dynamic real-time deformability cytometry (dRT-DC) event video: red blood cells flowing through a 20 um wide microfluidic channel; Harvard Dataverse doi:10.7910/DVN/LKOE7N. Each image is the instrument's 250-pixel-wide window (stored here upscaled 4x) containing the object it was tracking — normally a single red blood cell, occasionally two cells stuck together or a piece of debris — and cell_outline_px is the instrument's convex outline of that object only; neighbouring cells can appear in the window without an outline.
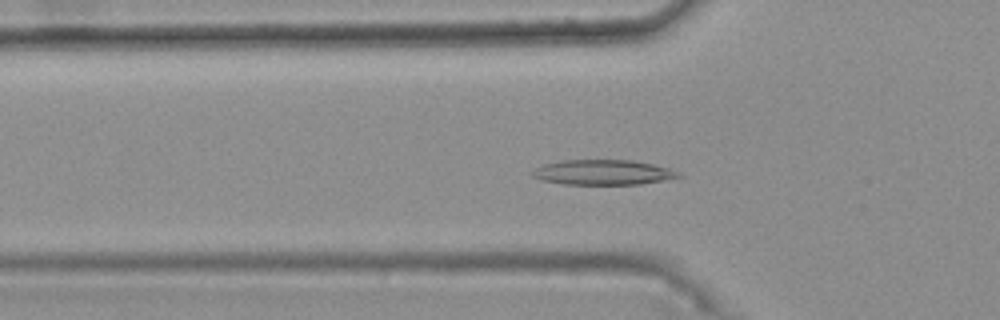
{"species": "common noctule bat (a hibernating species)", "species_latin": "Nyctalus noctula", "temperature_condition": "warm", "stored_images_in_passage": 39, "camera_frame_rate_fps": 3000, "um_per_image_px": 0.085, "animal": {"sex": "female", "body_mass_g": 25.1}, "frame": {"image": 1, "passage_image": 11, "time_ms": 3.333, "image_size_px": [1000, 320], "cell_outline_px": [[684, 176], [640, 184], [564, 184], [540, 180], [532, 176], [528, 172], [544, 164], [564, 160], [632, 160], [652, 164], [668, 168], [680, 172]], "centroid_in_image_um": [51.22, 14.65], "position_along_channel_um": 74.6, "area_um2": 21.33}}
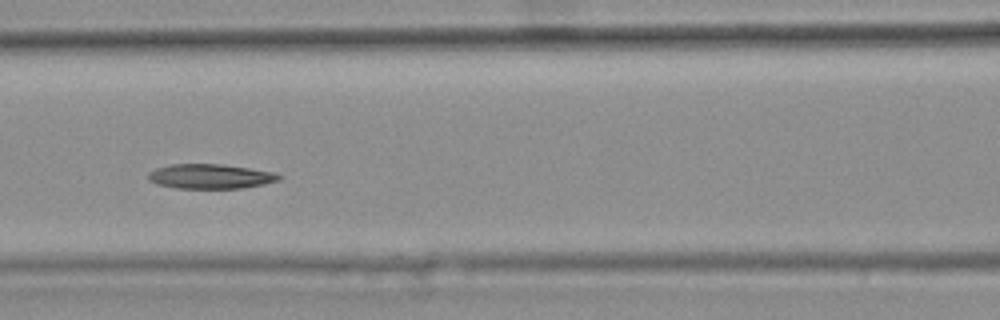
{"frame": {"image": 2, "passage_image": 17, "time_ms": 5.333, "image_size_px": [1000, 320], "cell_outline_px": [[284, 176], [280, 180], [264, 184], [244, 188], [176, 188], [156, 184], [148, 180], [148, 172], [156, 168], [172, 164], [220, 164], [276, 172]], "centroid_in_image_um": [17.9, 14.99], "position_along_channel_um": 148.7, "area_um2": 18.9}}
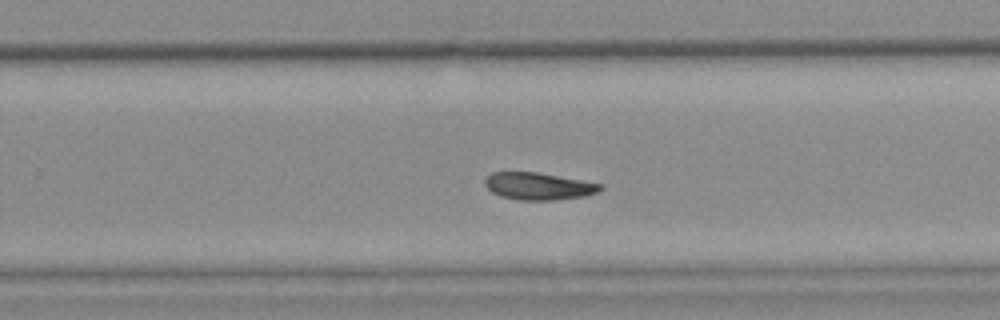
{"frame": {"image": 3, "passage_image": 28, "time_ms": 9.0, "image_size_px": [1000, 320], "cell_outline_px": [[604, 188], [596, 192], [584, 196], [556, 200], [520, 200], [500, 196], [492, 192], [484, 184], [484, 180], [492, 172], [540, 172], [604, 184]], "centroid_in_image_um": [45.8, 15.82], "position_along_channel_um": 284.0, "area_um2": 18.44}}